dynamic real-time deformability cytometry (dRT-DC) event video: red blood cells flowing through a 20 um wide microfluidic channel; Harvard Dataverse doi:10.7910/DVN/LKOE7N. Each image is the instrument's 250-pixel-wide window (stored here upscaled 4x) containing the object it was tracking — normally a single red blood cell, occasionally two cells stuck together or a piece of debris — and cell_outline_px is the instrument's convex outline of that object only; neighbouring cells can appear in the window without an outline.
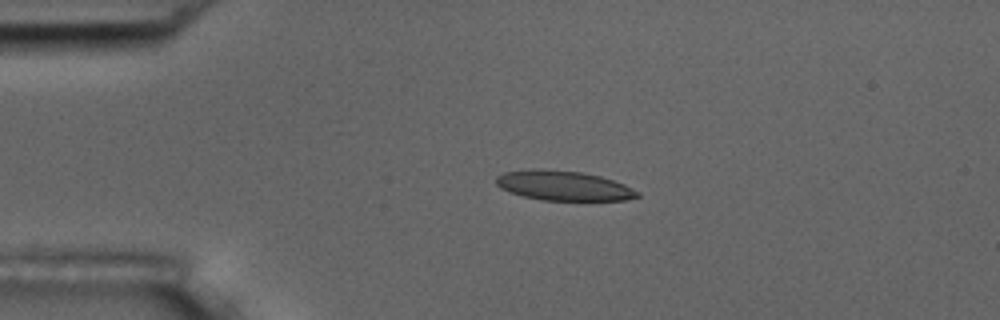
{"species": "common noctule bat (a hibernating species)", "species_latin": "Nyctalus noctula", "temperature_condition": "room temperature", "stored_images_in_passage": 5, "camera_frame_rate_fps": 3000, "um_per_image_px": 0.085, "animal": {"sex": "male", "body_mass_g": 17.5, "forearm_length_mm": 52.3}, "frame": {"image": 1, "passage_image": 4, "time_ms": 3.333, "image_size_px": [1000, 320], "cell_outline_px": [[640, 196], [624, 200], [544, 200], [524, 196], [500, 188], [496, 184], [496, 176], [504, 172], [528, 168], [540, 168], [584, 172], [600, 176], [624, 184], [640, 192]], "centroid_in_image_um": [47.88, 15.76], "position_along_channel_um": 37.1, "area_um2": 24.57}}